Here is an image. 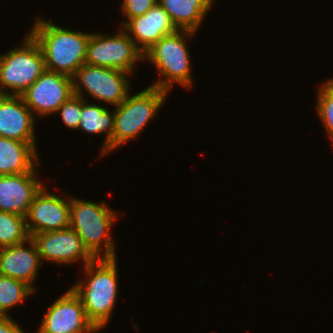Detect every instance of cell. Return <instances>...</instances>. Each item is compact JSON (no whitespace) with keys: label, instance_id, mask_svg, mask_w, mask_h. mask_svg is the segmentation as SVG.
Listing matches in <instances>:
<instances>
[{"label":"cell","instance_id":"12","mask_svg":"<svg viewBox=\"0 0 333 333\" xmlns=\"http://www.w3.org/2000/svg\"><path fill=\"white\" fill-rule=\"evenodd\" d=\"M25 218L30 237L36 233L68 228L70 227V196L67 201L52 193L49 194L44 185L34 196Z\"/></svg>","mask_w":333,"mask_h":333},{"label":"cell","instance_id":"1","mask_svg":"<svg viewBox=\"0 0 333 333\" xmlns=\"http://www.w3.org/2000/svg\"><path fill=\"white\" fill-rule=\"evenodd\" d=\"M40 45L45 70L73 77L85 64L90 34L62 28L37 17L29 31Z\"/></svg>","mask_w":333,"mask_h":333},{"label":"cell","instance_id":"5","mask_svg":"<svg viewBox=\"0 0 333 333\" xmlns=\"http://www.w3.org/2000/svg\"><path fill=\"white\" fill-rule=\"evenodd\" d=\"M22 44L0 55V95L20 96L45 71L42 49L30 33Z\"/></svg>","mask_w":333,"mask_h":333},{"label":"cell","instance_id":"4","mask_svg":"<svg viewBox=\"0 0 333 333\" xmlns=\"http://www.w3.org/2000/svg\"><path fill=\"white\" fill-rule=\"evenodd\" d=\"M195 32L177 30L173 34L162 37L144 53V60L154 64L161 77L150 86L170 92L174 83L190 89L194 83L190 66V53L186 43ZM187 38V39H185Z\"/></svg>","mask_w":333,"mask_h":333},{"label":"cell","instance_id":"19","mask_svg":"<svg viewBox=\"0 0 333 333\" xmlns=\"http://www.w3.org/2000/svg\"><path fill=\"white\" fill-rule=\"evenodd\" d=\"M90 134H105L102 143L101 155H108L113 151V132H114V112L98 104H88L85 98L81 97V118L78 130Z\"/></svg>","mask_w":333,"mask_h":333},{"label":"cell","instance_id":"2","mask_svg":"<svg viewBox=\"0 0 333 333\" xmlns=\"http://www.w3.org/2000/svg\"><path fill=\"white\" fill-rule=\"evenodd\" d=\"M117 258H98L84 266L85 280L73 285L88 319L98 330L108 325L117 300ZM88 280V281H87Z\"/></svg>","mask_w":333,"mask_h":333},{"label":"cell","instance_id":"20","mask_svg":"<svg viewBox=\"0 0 333 333\" xmlns=\"http://www.w3.org/2000/svg\"><path fill=\"white\" fill-rule=\"evenodd\" d=\"M29 238L24 216L0 211V248L21 244Z\"/></svg>","mask_w":333,"mask_h":333},{"label":"cell","instance_id":"7","mask_svg":"<svg viewBox=\"0 0 333 333\" xmlns=\"http://www.w3.org/2000/svg\"><path fill=\"white\" fill-rule=\"evenodd\" d=\"M129 75L132 74L114 68L84 64L72 77L73 92L84 98L86 90L92 98L116 107L130 93Z\"/></svg>","mask_w":333,"mask_h":333},{"label":"cell","instance_id":"23","mask_svg":"<svg viewBox=\"0 0 333 333\" xmlns=\"http://www.w3.org/2000/svg\"><path fill=\"white\" fill-rule=\"evenodd\" d=\"M59 112L64 125L70 129L78 130L81 118V97L75 94L72 95L58 108L56 114Z\"/></svg>","mask_w":333,"mask_h":333},{"label":"cell","instance_id":"17","mask_svg":"<svg viewBox=\"0 0 333 333\" xmlns=\"http://www.w3.org/2000/svg\"><path fill=\"white\" fill-rule=\"evenodd\" d=\"M39 159L32 144L0 137V176L38 171Z\"/></svg>","mask_w":333,"mask_h":333},{"label":"cell","instance_id":"22","mask_svg":"<svg viewBox=\"0 0 333 333\" xmlns=\"http://www.w3.org/2000/svg\"><path fill=\"white\" fill-rule=\"evenodd\" d=\"M319 89L316 102L317 115L333 142V78L326 80Z\"/></svg>","mask_w":333,"mask_h":333},{"label":"cell","instance_id":"13","mask_svg":"<svg viewBox=\"0 0 333 333\" xmlns=\"http://www.w3.org/2000/svg\"><path fill=\"white\" fill-rule=\"evenodd\" d=\"M135 42L136 46L145 53L162 37L177 31L167 12L159 3L145 14L122 21L121 27Z\"/></svg>","mask_w":333,"mask_h":333},{"label":"cell","instance_id":"3","mask_svg":"<svg viewBox=\"0 0 333 333\" xmlns=\"http://www.w3.org/2000/svg\"><path fill=\"white\" fill-rule=\"evenodd\" d=\"M116 219L117 213L104 201L98 204L70 197V227L94 259L116 258L115 243L109 233Z\"/></svg>","mask_w":333,"mask_h":333},{"label":"cell","instance_id":"25","mask_svg":"<svg viewBox=\"0 0 333 333\" xmlns=\"http://www.w3.org/2000/svg\"><path fill=\"white\" fill-rule=\"evenodd\" d=\"M0 333H24L21 327L8 316H0Z\"/></svg>","mask_w":333,"mask_h":333},{"label":"cell","instance_id":"21","mask_svg":"<svg viewBox=\"0 0 333 333\" xmlns=\"http://www.w3.org/2000/svg\"><path fill=\"white\" fill-rule=\"evenodd\" d=\"M34 291L24 282L0 275V316H8V312Z\"/></svg>","mask_w":333,"mask_h":333},{"label":"cell","instance_id":"15","mask_svg":"<svg viewBox=\"0 0 333 333\" xmlns=\"http://www.w3.org/2000/svg\"><path fill=\"white\" fill-rule=\"evenodd\" d=\"M34 118L21 96L0 95V137L28 142L36 148Z\"/></svg>","mask_w":333,"mask_h":333},{"label":"cell","instance_id":"11","mask_svg":"<svg viewBox=\"0 0 333 333\" xmlns=\"http://www.w3.org/2000/svg\"><path fill=\"white\" fill-rule=\"evenodd\" d=\"M31 239L37 246L42 262L47 260L59 265H68L82 260L85 266L94 259L84 248L81 238L71 227L36 233L31 236Z\"/></svg>","mask_w":333,"mask_h":333},{"label":"cell","instance_id":"14","mask_svg":"<svg viewBox=\"0 0 333 333\" xmlns=\"http://www.w3.org/2000/svg\"><path fill=\"white\" fill-rule=\"evenodd\" d=\"M38 171L0 176V211L26 217L34 196L44 184Z\"/></svg>","mask_w":333,"mask_h":333},{"label":"cell","instance_id":"18","mask_svg":"<svg viewBox=\"0 0 333 333\" xmlns=\"http://www.w3.org/2000/svg\"><path fill=\"white\" fill-rule=\"evenodd\" d=\"M214 0H158L177 30L198 31Z\"/></svg>","mask_w":333,"mask_h":333},{"label":"cell","instance_id":"9","mask_svg":"<svg viewBox=\"0 0 333 333\" xmlns=\"http://www.w3.org/2000/svg\"><path fill=\"white\" fill-rule=\"evenodd\" d=\"M38 333H95L99 330L88 319L80 297L68 289L49 306Z\"/></svg>","mask_w":333,"mask_h":333},{"label":"cell","instance_id":"24","mask_svg":"<svg viewBox=\"0 0 333 333\" xmlns=\"http://www.w3.org/2000/svg\"><path fill=\"white\" fill-rule=\"evenodd\" d=\"M158 3V0H123L121 3L122 13L127 19L145 14Z\"/></svg>","mask_w":333,"mask_h":333},{"label":"cell","instance_id":"16","mask_svg":"<svg viewBox=\"0 0 333 333\" xmlns=\"http://www.w3.org/2000/svg\"><path fill=\"white\" fill-rule=\"evenodd\" d=\"M41 264L37 246L31 237L21 244L0 248V275L24 282L34 293L33 284Z\"/></svg>","mask_w":333,"mask_h":333},{"label":"cell","instance_id":"8","mask_svg":"<svg viewBox=\"0 0 333 333\" xmlns=\"http://www.w3.org/2000/svg\"><path fill=\"white\" fill-rule=\"evenodd\" d=\"M144 53L121 27L114 36L90 33L85 64L114 68L130 74Z\"/></svg>","mask_w":333,"mask_h":333},{"label":"cell","instance_id":"10","mask_svg":"<svg viewBox=\"0 0 333 333\" xmlns=\"http://www.w3.org/2000/svg\"><path fill=\"white\" fill-rule=\"evenodd\" d=\"M73 92L72 78L45 70L41 76L20 96L33 115L55 114Z\"/></svg>","mask_w":333,"mask_h":333},{"label":"cell","instance_id":"6","mask_svg":"<svg viewBox=\"0 0 333 333\" xmlns=\"http://www.w3.org/2000/svg\"><path fill=\"white\" fill-rule=\"evenodd\" d=\"M168 91L146 87L126 99L114 111L113 151L126 142L137 138L165 103Z\"/></svg>","mask_w":333,"mask_h":333}]
</instances>
